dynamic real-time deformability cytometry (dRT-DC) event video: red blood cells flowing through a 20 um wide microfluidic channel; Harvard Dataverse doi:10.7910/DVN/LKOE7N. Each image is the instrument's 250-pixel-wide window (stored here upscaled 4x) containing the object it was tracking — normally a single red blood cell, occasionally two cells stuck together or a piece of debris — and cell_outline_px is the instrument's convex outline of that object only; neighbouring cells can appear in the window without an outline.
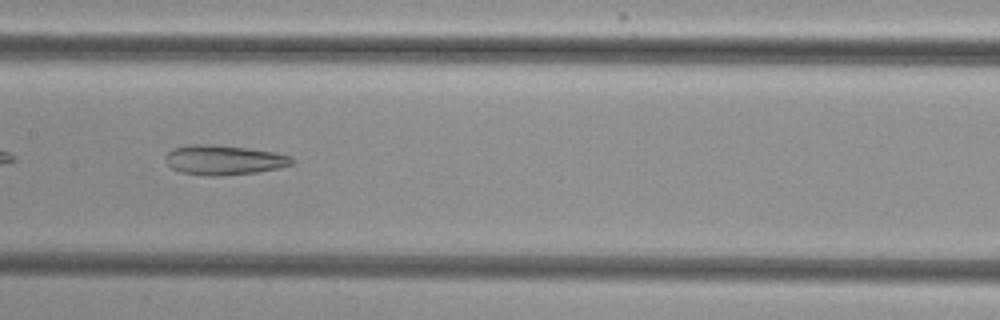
{"species": "common noctule bat (a hibernating species)", "species_latin": "Nyctalus noctula", "temperature_condition": "cold", "stored_images_in_passage": 36, "camera_frame_rate_fps": 3000, "um_per_image_px": 0.085, "animal": {"sex": "female", "body_mass_g": 29.2, "forearm_length_mm": 56.3}, "frame": {"image": 1, "passage_image": 11, "time_ms": 3.333, "image_size_px": [1000, 320], "cell_outline_px": [[292, 164], [280, 168], [256, 172], [220, 176], [208, 176], [180, 172], [172, 168], [168, 164], [164, 156], [172, 148], [188, 144], [204, 144], [248, 148], [272, 152], [288, 156], [292, 160]], "centroid_in_image_um": [18.96, 13.6], "position_along_channel_um": 188.4, "area_um2": 21.73}, "authors_computed_cell_mechanics": {"area_um2": 22.9755, "velocity_mm_per_s": 3.8688, "shape_relaxation_time_tau1_ms": null, "shape_relaxation_time_tau2_ms": 8.1603, "deformation_change_tau1": null, "deformation_change_tau2": 0.2219}}